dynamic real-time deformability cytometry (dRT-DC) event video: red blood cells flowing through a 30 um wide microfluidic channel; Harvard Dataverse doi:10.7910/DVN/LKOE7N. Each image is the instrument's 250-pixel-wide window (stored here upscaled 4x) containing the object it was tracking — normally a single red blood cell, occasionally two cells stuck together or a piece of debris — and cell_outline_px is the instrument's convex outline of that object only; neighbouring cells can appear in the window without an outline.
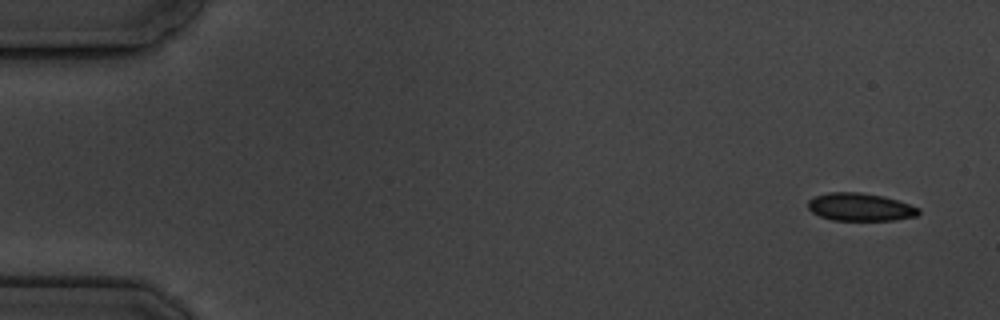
{"species": "common noctule bat (a hibernating species)", "species_latin": "Nyctalus noctula", "temperature_condition": "cold", "stored_images_in_passage": 5, "camera_frame_rate_fps": 3000, "um_per_image_px": 0.085, "animal": {"sex": "male", "body_mass_g": 19.5, "forearm_length_mm": 54.6}, "frame": {"image": 1, "passage_image": 1, "time_ms": 0.0, "image_size_px": [1000, 320], "cell_outline_px": [[920, 212], [916, 216], [892, 220], [832, 220], [820, 216], [812, 212], [808, 208], [808, 200], [816, 196], [828, 192], [860, 192], [884, 196], [920, 208]], "centroid_in_image_um": [73.1, 17.59], "position_along_channel_um": 11.9, "area_um2": 17.86}}
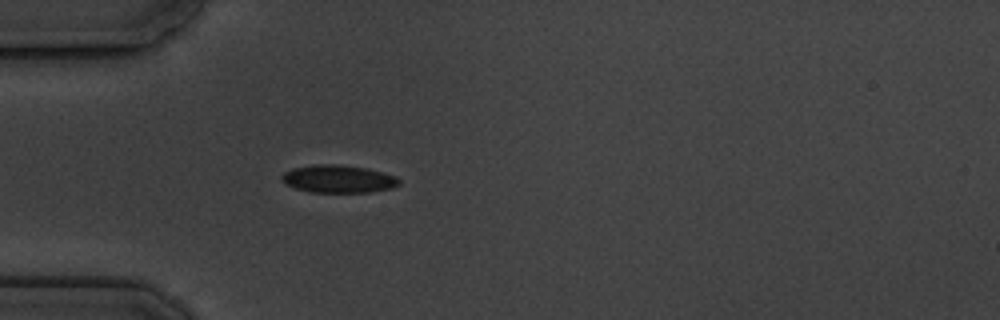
{"frame": {"image": 2, "passage_image": 5, "time_ms": 4.667, "image_size_px": [1000, 320], "cell_outline_px": [[400, 184], [392, 188], [372, 192], [308, 192], [284, 184], [280, 180], [280, 176], [284, 172], [292, 168], [312, 164], [336, 164], [364, 168], [396, 176], [400, 180]], "centroid_in_image_um": [28.7, 15.21], "position_along_channel_um": 56.3, "area_um2": 19.07}}